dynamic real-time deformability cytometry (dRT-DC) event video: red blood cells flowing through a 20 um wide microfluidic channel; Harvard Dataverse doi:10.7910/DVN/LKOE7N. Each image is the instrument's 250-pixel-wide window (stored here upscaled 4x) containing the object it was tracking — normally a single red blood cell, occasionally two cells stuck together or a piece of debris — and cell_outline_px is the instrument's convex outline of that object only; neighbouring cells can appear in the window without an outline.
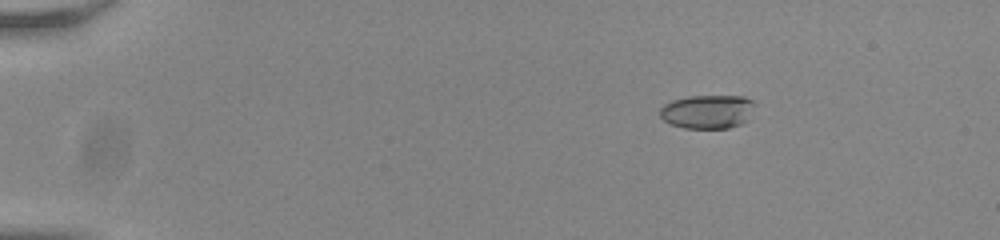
{"species": "common noctule bat (a hibernating species)", "species_latin": "Nyctalus noctula", "temperature_condition": "room temperature", "stored_images_in_passage": 56, "camera_frame_rate_fps": 3000, "um_per_image_px": 0.085, "animal": {"sex": "male", "body_mass_g": 20.0, "forearm_length_mm": 53.3}, "frame": {"image": 1, "passage_image": 10, "time_ms": 3.0, "image_size_px": [1000, 240], "cell_outline_px": [[756, 104], [744, 120], [740, 124], [728, 128], [684, 128], [672, 124], [664, 120], [660, 116], [660, 108], [664, 104], [672, 100], [688, 96], [744, 96], [752, 100]], "centroid_in_image_um": [60.11, 9.47], "position_along_channel_um": 24.9, "area_um2": 18.5}}
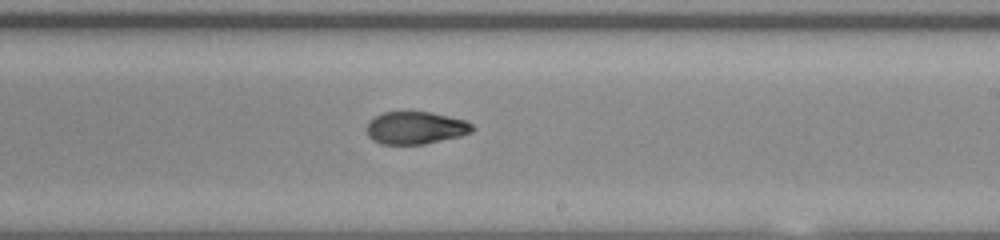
{"frame": {"image": 2, "passage_image": 36, "time_ms": 11.667, "image_size_px": [1000, 240], "cell_outline_px": [[476, 128], [472, 132], [460, 136], [424, 144], [380, 144], [372, 140], [368, 136], [368, 124], [376, 116], [384, 112], [428, 112], [448, 116], [464, 120], [472, 124]], "centroid_in_image_um": [35.35, 10.88], "position_along_channel_um": 253.6, "area_um2": 19.83}}
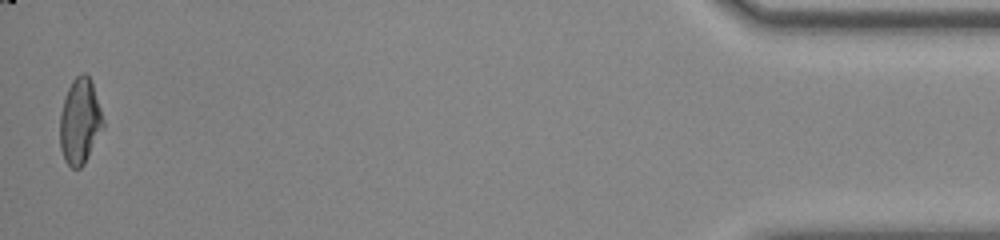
{"frame": {"image": 3, "passage_image": 56, "time_ms": 18.333, "image_size_px": [1000, 240], "cell_outline_px": [[104, 128], [84, 164], [80, 168], [72, 168], [64, 160], [60, 148], [60, 112], [64, 96], [72, 80], [80, 72], [84, 72], [88, 76], [92, 84], [104, 120]], "centroid_in_image_um": [6.78, 10.32], "position_along_channel_um": 428.4, "area_um2": 21.68}, "authors_computed_cell_mechanics": {"area_um2": 20.5768, "velocity_mm_per_s": 3.8218, "shape_relaxation_time_tau1_ms": null, "shape_relaxation_time_tau2_ms": 2.0127, "deformation_change_tau1": null, "deformation_change_tau2": 0.0706}}